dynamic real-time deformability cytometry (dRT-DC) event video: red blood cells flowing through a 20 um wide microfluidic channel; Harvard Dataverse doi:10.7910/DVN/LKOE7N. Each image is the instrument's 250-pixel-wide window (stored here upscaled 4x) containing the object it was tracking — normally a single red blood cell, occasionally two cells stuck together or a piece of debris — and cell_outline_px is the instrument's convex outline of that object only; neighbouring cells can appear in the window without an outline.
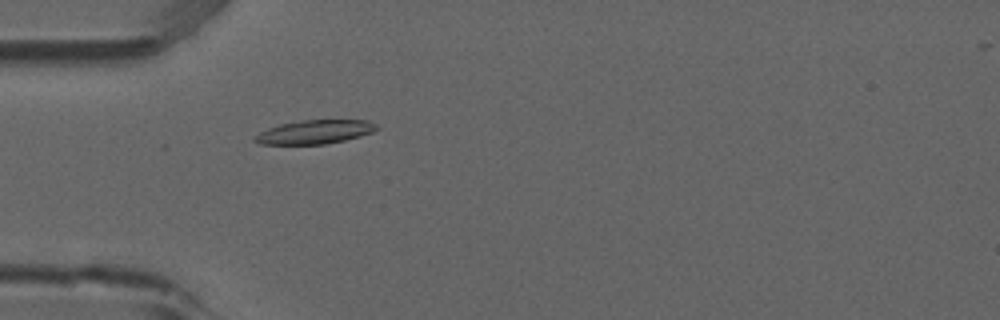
{"species": "common noctule bat (a hibernating species)", "species_latin": "Nyctalus noctula", "temperature_condition": "room temperature", "stored_images_in_passage": 45, "camera_frame_rate_fps": 3000, "um_per_image_px": 0.085, "animal": {"sex": "male", "forearm_length_mm": 52.5}, "frame": {"image": 1, "passage_image": 8, "time_ms": 2.333, "image_size_px": [1000, 320], "cell_outline_px": [[380, 128], [372, 132], [360, 136], [344, 140], [324, 144], [260, 144], [252, 140], [252, 136], [268, 128], [280, 124], [300, 120], [368, 120], [376, 124]], "centroid_in_image_um": [26.74, 11.21], "position_along_channel_um": 58.3, "area_um2": 16.94}}
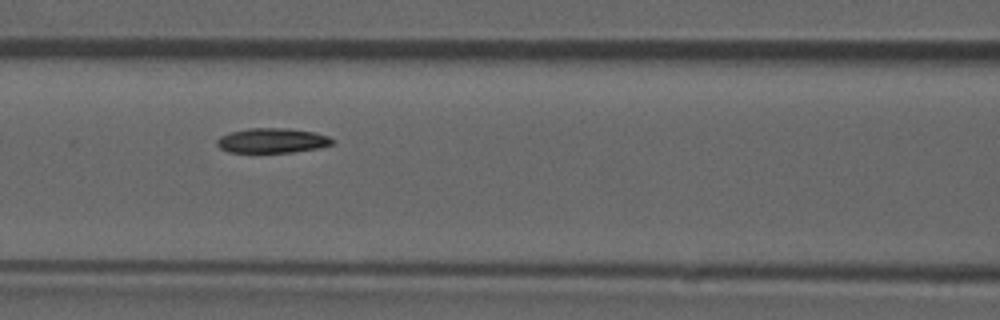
{"frame": {"image": 2, "passage_image": 15, "time_ms": 4.667, "image_size_px": [1000, 320], "cell_outline_px": [[336, 140], [332, 144], [316, 148], [292, 152], [228, 152], [220, 148], [216, 144], [216, 140], [220, 136], [232, 132], [248, 128], [288, 128], [312, 132], [328, 136]], "centroid_in_image_um": [23.12, 11.94], "position_along_channel_um": 143.5, "area_um2": 16.53}}
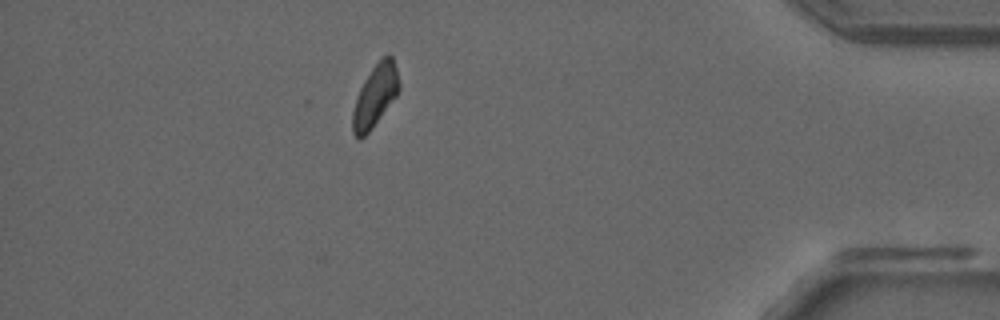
{"frame": {"image": 3, "passage_image": 39, "time_ms": 12.667, "image_size_px": [1000, 320], "cell_outline_px": [[400, 88], [396, 96], [368, 132], [364, 136], [356, 136], [352, 132], [352, 112], [356, 96], [364, 80], [380, 56], [392, 56], [396, 68], [400, 84]], "centroid_in_image_um": [31.88, 8.1], "position_along_channel_um": 403.3, "area_um2": 16.53}, "authors_computed_cell_mechanics": {"area_um2": 16.9354, "velocity_mm_per_s": 3.8218, "shape_relaxation_time_tau1_ms": 4.8226, "shape_relaxation_time_tau2_ms": null, "deformation_change_tau1": 0.1284, "deformation_change_tau2": null}}